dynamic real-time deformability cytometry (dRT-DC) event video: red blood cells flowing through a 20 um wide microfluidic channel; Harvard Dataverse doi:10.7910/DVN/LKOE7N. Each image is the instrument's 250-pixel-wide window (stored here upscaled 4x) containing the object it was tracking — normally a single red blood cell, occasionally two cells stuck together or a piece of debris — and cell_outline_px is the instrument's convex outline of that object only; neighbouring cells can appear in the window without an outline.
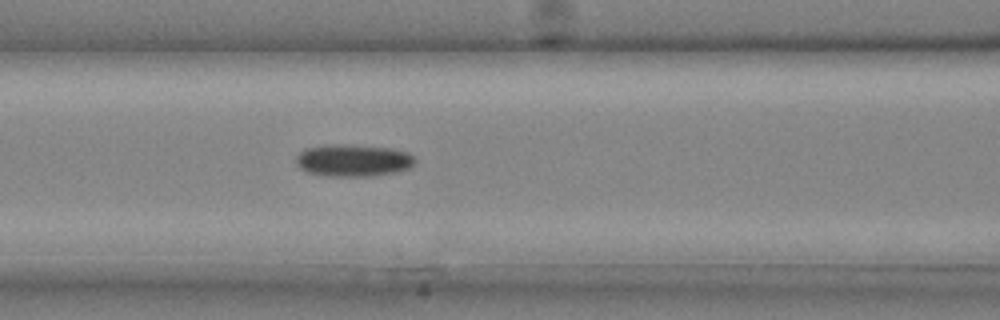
{"species": "common noctule bat (a hibernating species)", "species_latin": "Nyctalus noctula", "temperature_condition": "cold", "stored_images_in_passage": 22, "camera_frame_rate_fps": 3000, "um_per_image_px": 0.085, "animal": {"sex": "male", "body_mass_g": 20.4}, "frame": {"image": 1, "passage_image": 4, "time_ms": 1.0, "image_size_px": [1000, 320], "cell_outline_px": [[416, 160], [408, 168], [396, 172], [368, 176], [328, 176], [308, 172], [300, 168], [296, 164], [296, 156], [304, 148], [336, 144], [348, 144], [392, 148], [408, 152]], "centroid_in_image_um": [30.0, 13.62], "position_along_channel_um": 136.6, "area_um2": 22.25}}
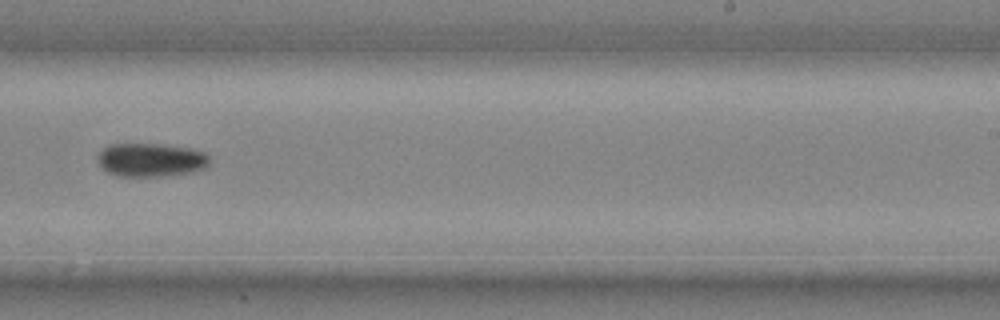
{"frame": {"image": 2, "passage_image": 11, "time_ms": 3.333, "image_size_px": [1000, 320], "cell_outline_px": [[212, 164], [208, 168], [192, 172], [160, 176], [120, 176], [108, 172], [100, 164], [96, 156], [108, 144], [160, 144], [192, 148], [204, 152], [212, 160]], "centroid_in_image_um": [12.9, 13.58], "position_along_channel_um": 276.1, "area_um2": 22.08}}
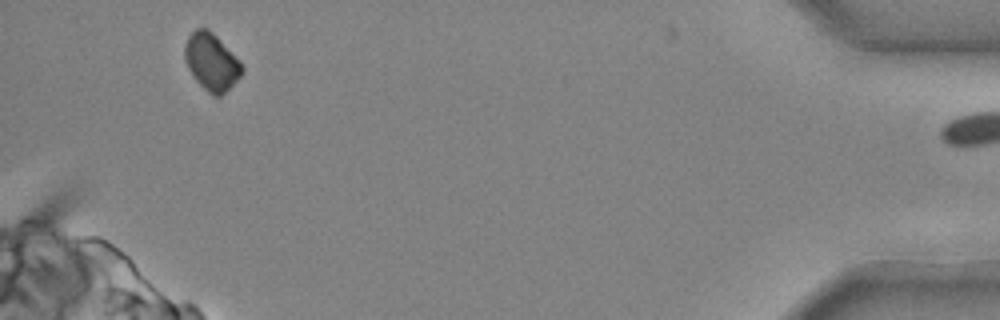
{"frame": {"image": 3, "passage_image": 21, "time_ms": 6.667, "image_size_px": [1000, 320], "cell_outline_px": [[244, 72], [220, 96], [212, 96], [196, 80], [188, 68], [184, 60], [184, 48], [188, 36], [196, 28], [208, 28], [240, 60], [244, 68]], "centroid_in_image_um": [17.97, 5.25], "position_along_channel_um": 417.2, "area_um2": 18.9}}